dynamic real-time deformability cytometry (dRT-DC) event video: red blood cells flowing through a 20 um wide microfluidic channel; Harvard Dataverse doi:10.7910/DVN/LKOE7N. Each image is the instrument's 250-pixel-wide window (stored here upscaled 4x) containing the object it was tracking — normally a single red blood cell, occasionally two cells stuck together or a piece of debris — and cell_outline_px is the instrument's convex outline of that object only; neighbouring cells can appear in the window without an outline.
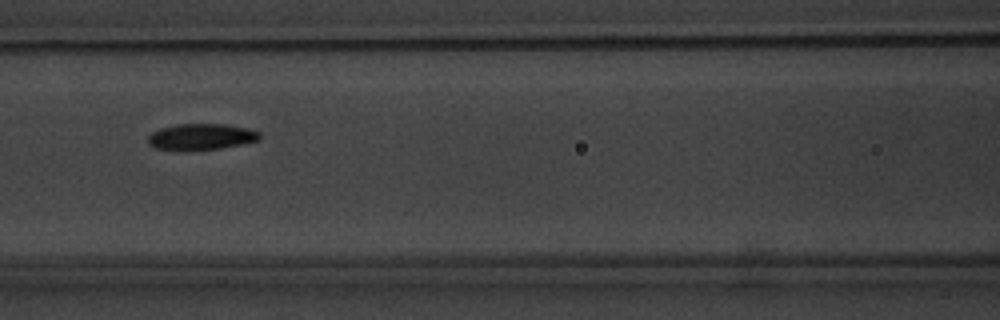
{"species": "common noctule bat (a hibernating species)", "species_latin": "Nyctalus noctula", "temperature_condition": "warm", "stored_images_in_passage": 7, "segment_of_instrument_passage": [1, 2], "camera_frame_rate_fps": 3000, "um_per_image_px": 0.085, "animal": {"sex": "male", "body_mass_g": 20.1, "forearm_length_mm": 53.5}, "frame": {"image": 1, "passage_image": 5, "time_ms": 4.667, "image_size_px": [1000, 320], "cell_outline_px": [[260, 140], [220, 148], [156, 148], [148, 144], [148, 136], [152, 132], [160, 128], [176, 124], [228, 124], [248, 128], [260, 132]], "centroid_in_image_um": [17.14, 11.58], "position_along_channel_um": 149.5, "area_um2": 16.47}}
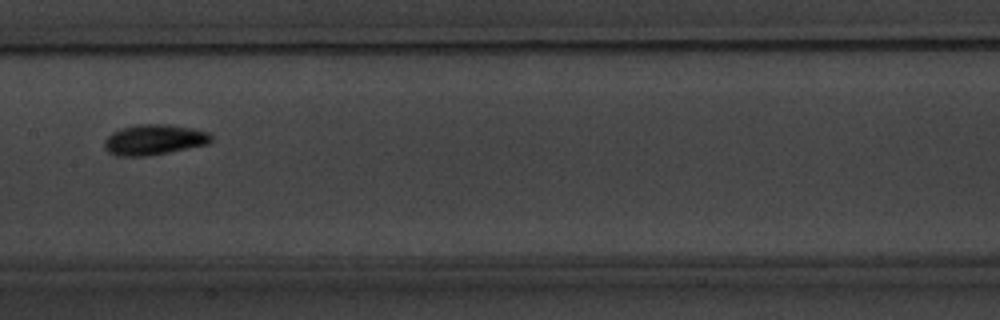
{"frame": {"image": 2, "passage_image": 6, "time_ms": 6.0, "image_size_px": [1000, 320], "cell_outline_px": [[212, 140], [208, 144], [148, 156], [116, 156], [108, 152], [104, 148], [104, 140], [112, 132], [120, 128], [136, 124], [164, 124], [192, 128], [208, 132], [212, 136]], "centroid_in_image_um": [13.06, 11.87], "position_along_channel_um": 194.3, "area_um2": 19.02}}